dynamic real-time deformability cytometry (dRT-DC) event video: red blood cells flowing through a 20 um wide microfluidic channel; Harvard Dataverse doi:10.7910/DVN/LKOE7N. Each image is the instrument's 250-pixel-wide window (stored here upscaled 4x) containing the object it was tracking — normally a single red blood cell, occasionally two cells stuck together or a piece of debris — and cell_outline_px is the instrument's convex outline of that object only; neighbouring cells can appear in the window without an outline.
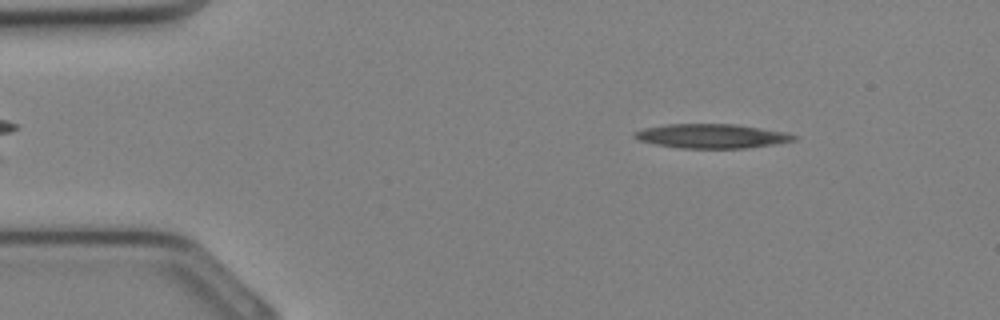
{"species": "Egyptian fruit bat (a non-hibernating species)", "species_latin": "Rousettus aegyptiacus", "temperature_condition": "cold", "stored_images_in_passage": 29, "camera_frame_rate_fps": 3000, "um_per_image_px": 0.085, "animal": {"sex": "female"}, "frame": {"image": 1, "passage_image": 1, "time_ms": 0.0, "image_size_px": [1000, 320], "cell_outline_px": [[800, 136], [796, 140], [772, 144], [744, 148], [680, 148], [656, 144], [640, 140], [632, 136], [632, 132], [644, 128], [668, 124], [736, 124], [788, 132]], "centroid_in_image_um": [60.52, 11.56], "position_along_channel_um": 24.5, "area_um2": 22.54}}
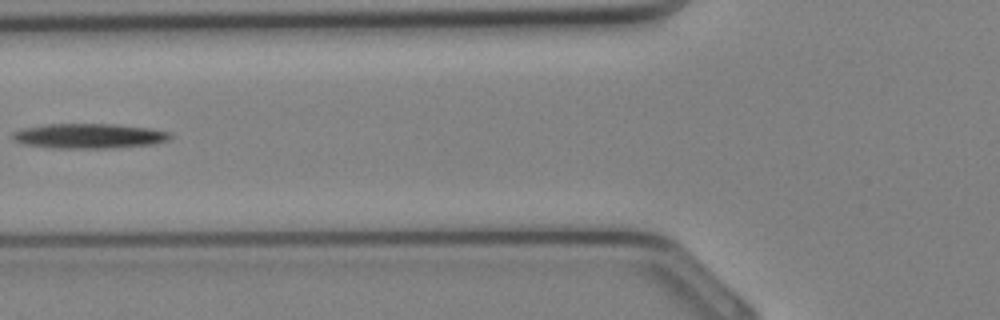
{"frame": {"image": 2, "passage_image": 9, "time_ms": 2.667, "image_size_px": [1000, 320], "cell_outline_px": [[172, 136], [168, 140], [152, 144], [112, 148], [52, 148], [24, 144], [12, 140], [12, 132], [20, 128], [48, 124], [116, 124], [148, 128], [172, 132]], "centroid_in_image_um": [7.54, 11.55], "position_along_channel_um": 118.3, "area_um2": 23.0}}
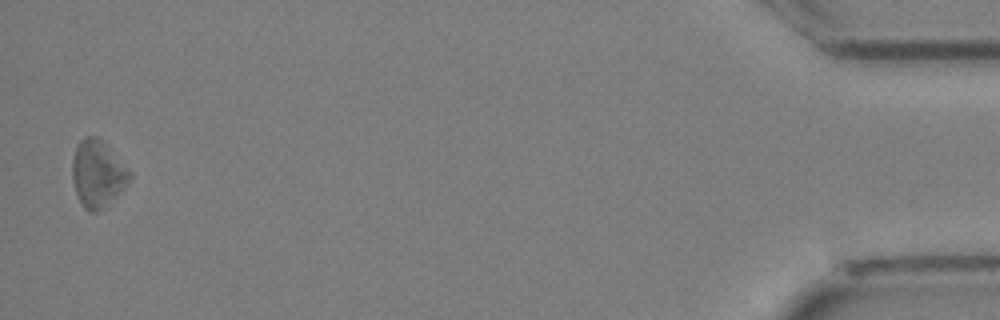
{"frame": {"image": 3, "passage_image": 29, "time_ms": 9.333, "image_size_px": [1000, 320], "cell_outline_px": [[132, 176], [104, 208], [96, 212], [92, 212], [84, 208], [80, 204], [72, 180], [72, 160], [76, 144], [84, 136], [96, 136], [104, 140], [112, 148], [132, 172]], "centroid_in_image_um": [8.28, 14.71], "position_along_channel_um": 426.9, "area_um2": 22.6}}